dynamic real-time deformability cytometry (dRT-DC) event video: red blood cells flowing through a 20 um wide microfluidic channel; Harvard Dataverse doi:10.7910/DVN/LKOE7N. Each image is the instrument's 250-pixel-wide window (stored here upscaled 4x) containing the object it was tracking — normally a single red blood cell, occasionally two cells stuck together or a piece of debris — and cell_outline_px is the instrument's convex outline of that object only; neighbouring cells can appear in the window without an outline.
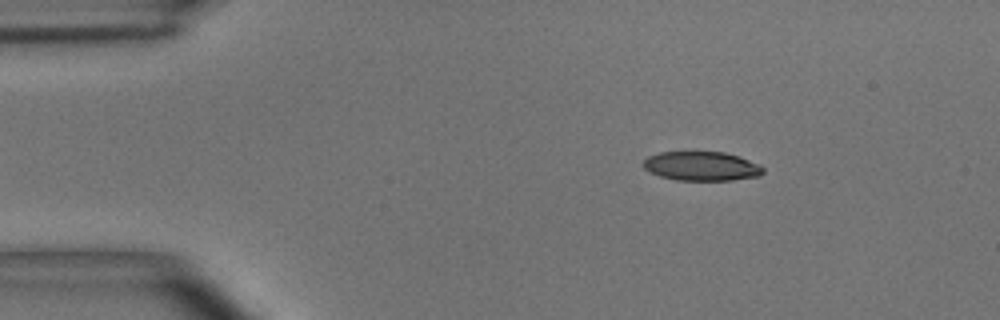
{"species": "common noctule bat (a hibernating species)", "species_latin": "Nyctalus noctula", "temperature_condition": "room temperature", "stored_images_in_passage": 51, "camera_frame_rate_fps": 3000, "um_per_image_px": 0.085, "animal": {"sex": "male", "body_mass_g": 15.6}, "frame": {"image": 1, "passage_image": 5, "time_ms": 1.333, "image_size_px": [1000, 320], "cell_outline_px": [[764, 172], [760, 176], [732, 180], [676, 180], [660, 176], [644, 168], [644, 160], [648, 156], [660, 152], [724, 152], [760, 164], [764, 168]], "centroid_in_image_um": [59.66, 14.13], "position_along_channel_um": 25.3, "area_um2": 20.23}}
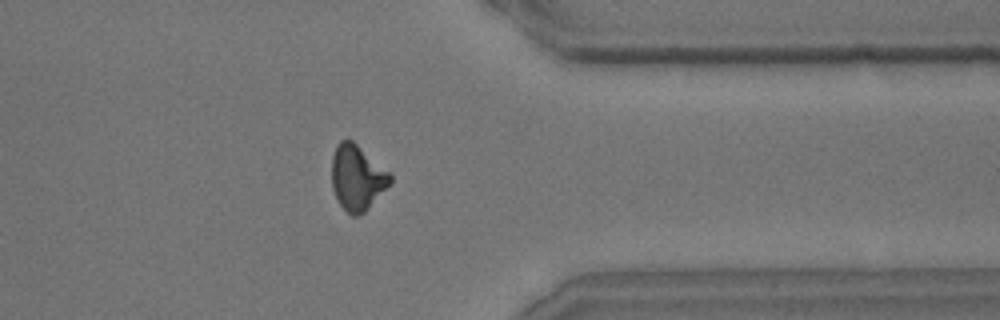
{"frame": {"image": 2, "passage_image": 40, "time_ms": 13.0, "image_size_px": [1000, 320], "cell_outline_px": [[392, 184], [364, 212], [356, 216], [352, 216], [340, 204], [332, 188], [332, 156], [340, 140], [352, 140], [392, 172]], "centroid_in_image_um": [30.41, 15.09], "position_along_channel_um": 381.0, "area_um2": 22.43}}
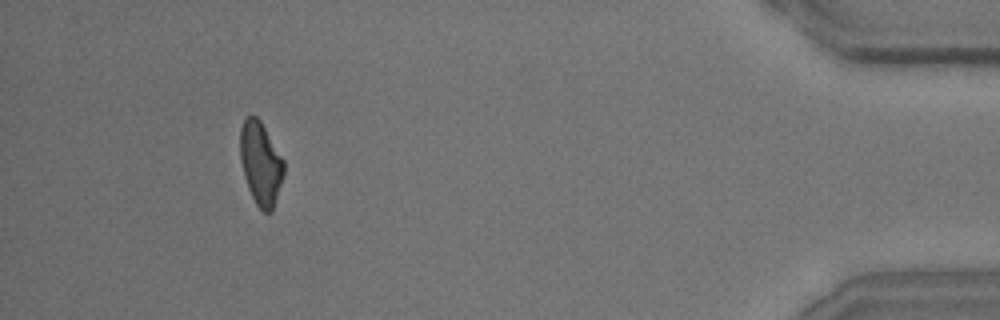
{"frame": {"image": 3, "passage_image": 47, "time_ms": 15.333, "image_size_px": [1000, 320], "cell_outline_px": [[284, 172], [272, 212], [264, 212], [256, 204], [248, 188], [244, 176], [240, 160], [240, 128], [244, 120], [248, 116], [256, 116], [260, 120], [284, 160]], "centroid_in_image_um": [22.15, 13.88], "position_along_channel_um": 413.1, "area_um2": 20.98}, "authors_computed_cell_mechanics": {"area_um2": 21.675, "velocity_mm_per_s": 3.6549, "shape_relaxation_time_tau1_ms": 6.2101, "shape_relaxation_time_tau2_ms": 4.1433, "deformation_change_tau1": 0.1995, "deformation_change_tau2": 0.1251}}